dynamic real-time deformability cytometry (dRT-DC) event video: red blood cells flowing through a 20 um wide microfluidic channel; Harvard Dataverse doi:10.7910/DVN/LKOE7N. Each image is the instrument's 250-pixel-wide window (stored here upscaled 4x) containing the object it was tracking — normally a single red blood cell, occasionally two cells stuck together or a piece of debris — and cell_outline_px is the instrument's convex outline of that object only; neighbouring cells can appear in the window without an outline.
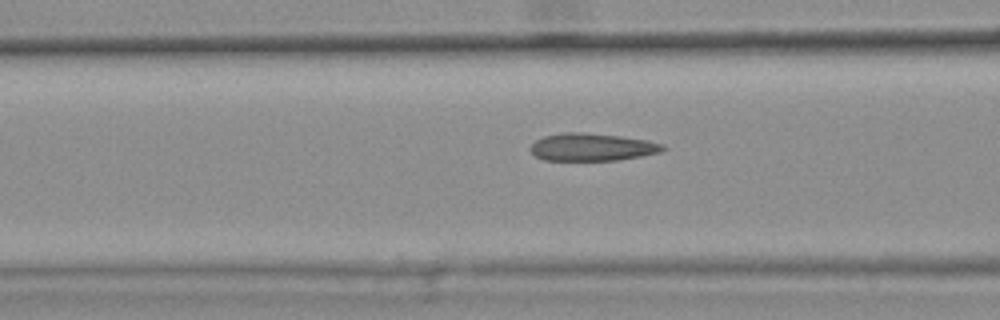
{"species": "common noctule bat (a hibernating species)", "species_latin": "Nyctalus noctula", "temperature_condition": "warm", "stored_images_in_passage": 39, "camera_frame_rate_fps": 3000, "um_per_image_px": 0.085, "animal": {"sex": "female", "body_mass_g": 25.1}, "frame": {"image": 1, "passage_image": 12, "time_ms": 3.667, "image_size_px": [1000, 320], "cell_outline_px": [[668, 148], [660, 152], [640, 156], [616, 160], [544, 160], [536, 156], [528, 148], [536, 140], [544, 136], [564, 132], [584, 132], [620, 136], [648, 140], [664, 144]], "centroid_in_image_um": [50.33, 12.49], "position_along_channel_um": 116.3, "area_um2": 21.33}, "authors_computed_cell_mechanics": {"area_um2": 21.2704, "velocity_mm_per_s": 3.7766, "shape_relaxation_time_tau1_ms": null, "shape_relaxation_time_tau2_ms": 2.0075, "deformation_change_tau1": null, "deformation_change_tau2": 0.0892}}